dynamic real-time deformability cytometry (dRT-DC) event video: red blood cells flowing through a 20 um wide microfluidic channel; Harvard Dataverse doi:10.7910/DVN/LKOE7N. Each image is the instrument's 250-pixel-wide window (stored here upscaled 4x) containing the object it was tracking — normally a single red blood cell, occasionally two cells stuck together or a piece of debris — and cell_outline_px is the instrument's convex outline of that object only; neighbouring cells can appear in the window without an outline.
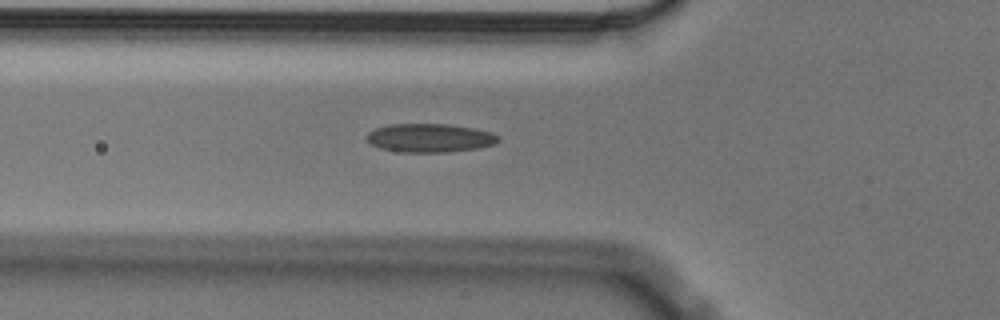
{"species": "Egyptian fruit bat (a non-hibernating species)", "species_latin": "Rousettus aegyptiacus", "temperature_condition": "cold", "stored_images_in_passage": 37, "camera_frame_rate_fps": 3000, "um_per_image_px": 0.085, "animal": {"sex": "male"}, "frame": {"image": 1, "passage_image": 5, "time_ms": 1.333, "image_size_px": [1000, 320], "cell_outline_px": [[500, 140], [496, 144], [480, 148], [444, 152], [404, 152], [380, 148], [372, 144], [368, 140], [368, 132], [376, 128], [388, 124], [448, 124], [476, 128], [492, 132], [500, 136]], "centroid_in_image_um": [36.61, 11.72], "position_along_channel_um": 89.2, "area_um2": 22.02}}
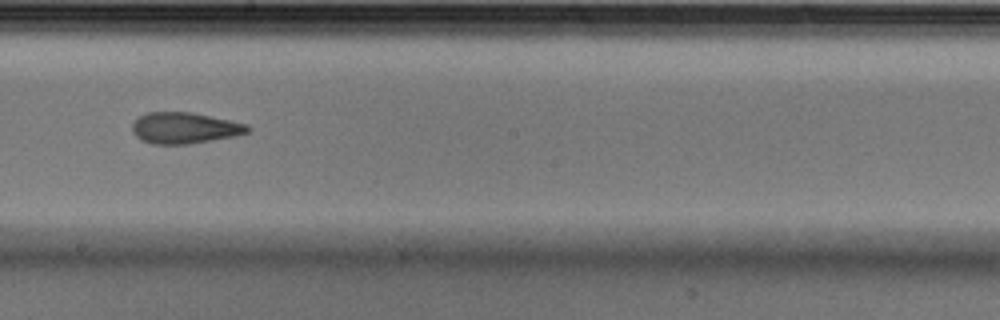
{"frame": {"image": 2, "passage_image": 17, "time_ms": 5.333, "image_size_px": [1000, 320], "cell_outline_px": [[252, 128], [248, 132], [236, 136], [188, 144], [152, 144], [140, 140], [132, 132], [132, 124], [140, 116], [148, 112], [192, 112], [248, 124]], "centroid_in_image_um": [15.7, 10.88], "position_along_channel_um": 232.5, "area_um2": 21.04}}
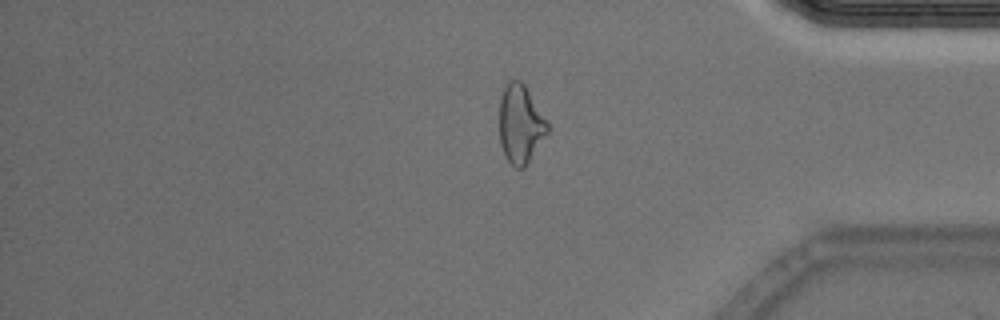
{"frame": {"image": 3, "passage_image": 32, "time_ms": 10.333, "image_size_px": [1000, 320], "cell_outline_px": [[548, 132], [524, 168], [516, 168], [504, 156], [500, 144], [500, 96], [508, 80], [520, 80], [524, 84], [548, 120]], "centroid_in_image_um": [44.24, 10.53], "position_along_channel_um": 391.0, "area_um2": 22.02}}